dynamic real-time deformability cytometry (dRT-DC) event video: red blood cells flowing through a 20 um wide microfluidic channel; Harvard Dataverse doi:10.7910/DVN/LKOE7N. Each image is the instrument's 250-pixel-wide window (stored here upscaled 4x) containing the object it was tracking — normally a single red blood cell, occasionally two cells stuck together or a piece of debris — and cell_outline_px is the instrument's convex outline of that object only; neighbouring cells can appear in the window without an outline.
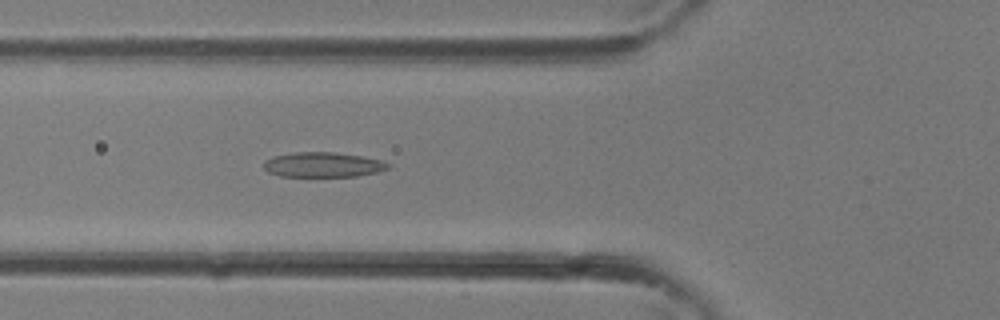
{"species": "common noctule bat (a hibernating species)", "species_latin": "Nyctalus noctula", "temperature_condition": "room temperature", "stored_images_in_passage": 25, "camera_frame_rate_fps": 3000, "um_per_image_px": 0.085, "animal": {"sex": "female"}, "frame": {"image": 1, "passage_image": 3, "time_ms": 0.667, "image_size_px": [1000, 320], "cell_outline_px": [[392, 164], [388, 168], [376, 172], [356, 176], [280, 176], [268, 172], [264, 168], [264, 160], [272, 156], [296, 152], [332, 152], [360, 156], [380, 160]], "centroid_in_image_um": [27.42, 14.0], "position_along_channel_um": 98.4, "area_um2": 17.92}}
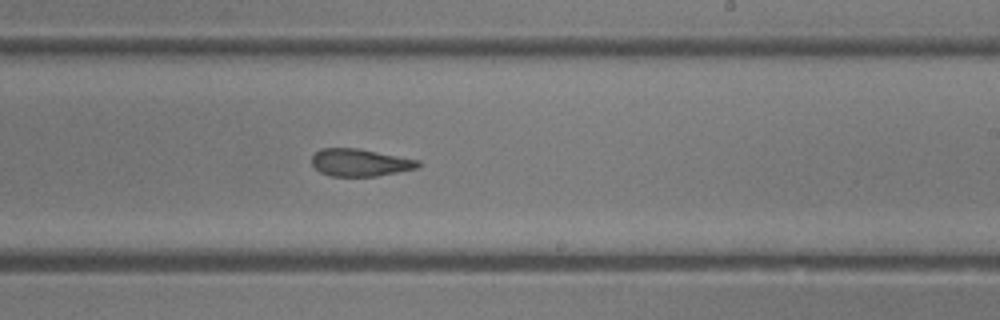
{"frame": {"image": 2, "passage_image": 11, "time_ms": 3.333, "image_size_px": [1000, 320], "cell_outline_px": [[420, 168], [376, 176], [332, 176], [320, 172], [312, 164], [312, 156], [320, 148], [356, 148], [420, 160]], "centroid_in_image_um": [30.62, 13.82], "position_along_channel_um": 258.4, "area_um2": 16.94}}
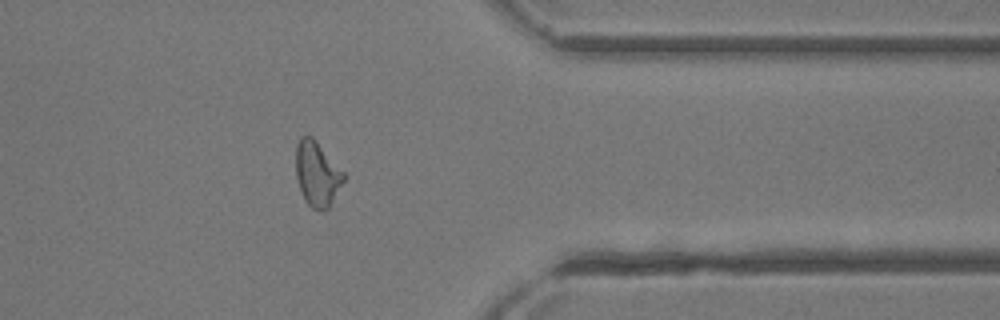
{"frame": {"image": 3, "passage_image": 18, "time_ms": 5.667, "image_size_px": [1000, 320], "cell_outline_px": [[344, 180], [328, 208], [320, 212], [312, 208], [304, 200], [296, 180], [296, 144], [300, 136], [312, 136], [316, 140], [344, 172]], "centroid_in_image_um": [26.93, 14.78], "position_along_channel_um": 384.5, "area_um2": 18.09}}